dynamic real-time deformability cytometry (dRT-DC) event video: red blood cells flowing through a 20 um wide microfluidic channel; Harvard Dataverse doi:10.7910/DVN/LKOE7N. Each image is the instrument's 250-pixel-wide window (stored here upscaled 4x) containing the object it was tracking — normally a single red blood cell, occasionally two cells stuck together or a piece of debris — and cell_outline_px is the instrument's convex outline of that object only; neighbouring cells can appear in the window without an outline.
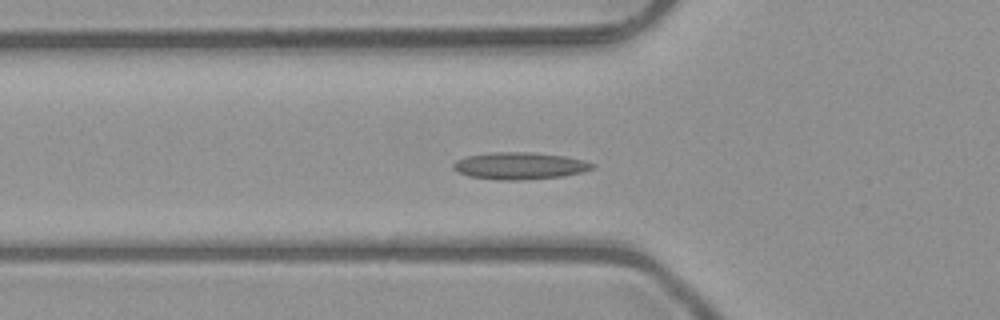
{"species": "common noctule bat (a hibernating species)", "species_latin": "Nyctalus noctula", "temperature_condition": "room temperature", "stored_images_in_passage": 54, "camera_frame_rate_fps": 3000, "um_per_image_px": 0.085, "animal": {"sex": "male", "body_mass_g": 23.1, "forearm_length_mm": 52.7}, "frame": {"image": 1, "passage_image": 19, "time_ms": 6.0, "image_size_px": [1000, 320], "cell_outline_px": [[596, 168], [584, 172], [564, 176], [520, 180], [496, 180], [468, 176], [452, 168], [452, 164], [456, 160], [468, 156], [492, 152], [532, 152], [564, 156], [584, 160], [596, 164]], "centroid_in_image_um": [44.21, 14.1], "position_along_channel_um": 81.6, "area_um2": 22.08}}
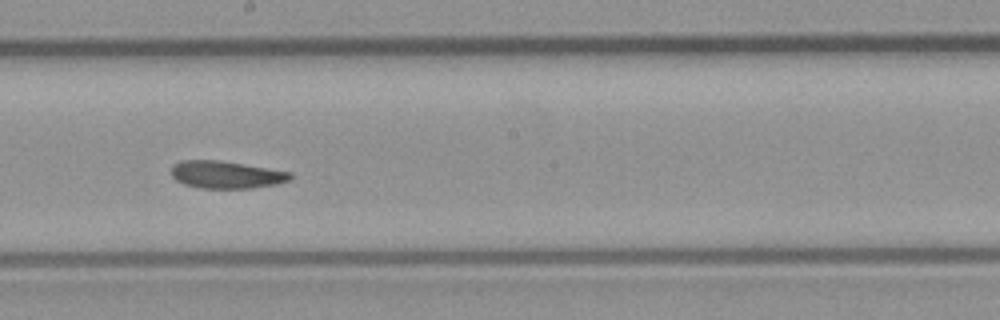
{"frame": {"image": 2, "passage_image": 30, "time_ms": 9.667, "image_size_px": [1000, 320], "cell_outline_px": [[292, 176], [288, 180], [276, 184], [252, 188], [200, 188], [184, 184], [176, 180], [172, 176], [172, 164], [180, 160], [220, 160], [292, 172]], "centroid_in_image_um": [19.2, 14.84], "position_along_channel_um": 229.0, "area_um2": 19.02}}
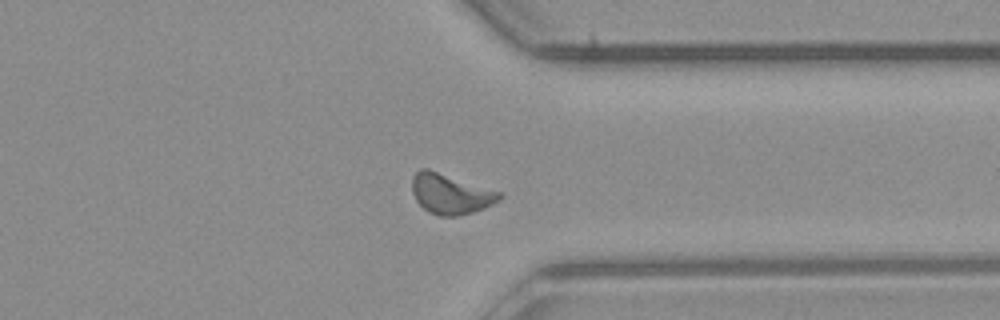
{"frame": {"image": 3, "passage_image": 41, "time_ms": 13.333, "image_size_px": [1000, 320], "cell_outline_px": [[504, 196], [500, 200], [484, 208], [460, 216], [440, 216], [428, 212], [416, 200], [412, 192], [412, 176], [420, 168], [428, 168], [504, 192]], "centroid_in_image_um": [38.33, 16.46], "position_along_channel_um": 373.1, "area_um2": 20.87}, "authors_computed_cell_mechanics": {"area_um2": 19.5942, "velocity_mm_per_s": 3.9867, "shape_relaxation_time_tau1_ms": 5.5969, "shape_relaxation_time_tau2_ms": 7.1133, "deformation_change_tau1": 0.1271, "deformation_change_tau2": 0.1171}}